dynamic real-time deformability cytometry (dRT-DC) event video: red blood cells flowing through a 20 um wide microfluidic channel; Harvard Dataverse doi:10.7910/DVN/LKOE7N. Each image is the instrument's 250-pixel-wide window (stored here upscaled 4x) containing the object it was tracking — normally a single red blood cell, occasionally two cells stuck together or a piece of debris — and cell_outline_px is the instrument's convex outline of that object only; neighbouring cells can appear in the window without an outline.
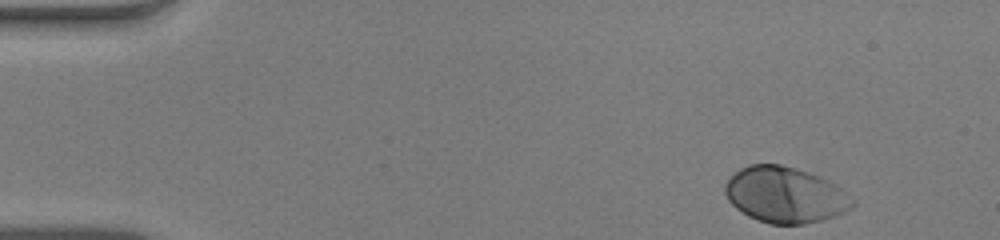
{"species": "human", "species_latin": "Homo sapiens", "temperature_condition": "warm", "stored_images_in_passage": 41, "camera_frame_rate_fps": 3000, "um_per_image_px": 0.085, "donor": {"sex": "male"}, "frame": {"image": 1, "passage_image": 1, "time_ms": 0.0, "image_size_px": [1000, 240], "cell_outline_px": [[856, 204], [852, 208], [844, 212], [820, 220], [804, 224], [768, 224], [748, 216], [736, 208], [728, 200], [724, 192], [724, 184], [740, 168], [748, 164], [780, 164], [808, 172], [820, 176], [836, 184], [856, 200]], "centroid_in_image_um": [66.74, 16.56], "position_along_channel_um": 18.3, "area_um2": 41.62}}
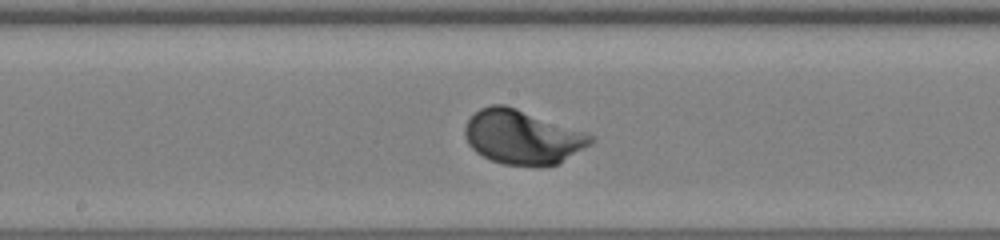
{"frame": {"image": 2, "passage_image": 24, "time_ms": 7.667, "image_size_px": [1000, 240], "cell_outline_px": [[596, 140], [592, 144], [560, 164], [540, 168], [504, 164], [492, 160], [476, 152], [468, 144], [464, 136], [464, 128], [468, 120], [480, 108], [492, 104], [504, 104], [516, 108], [596, 136]], "centroid_in_image_um": [44.44, 11.69], "position_along_channel_um": 203.8, "area_um2": 40.17}}
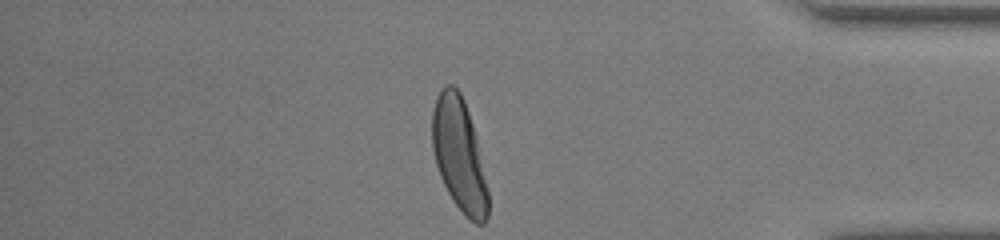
{"frame": {"image": 3, "passage_image": 41, "time_ms": 13.333, "image_size_px": [1000, 240], "cell_outline_px": [[488, 216], [484, 224], [476, 224], [468, 220], [464, 216], [452, 200], [440, 176], [436, 164], [432, 148], [432, 112], [436, 96], [444, 84], [452, 84], [460, 92], [464, 100], [472, 124], [488, 192]], "centroid_in_image_um": [39.0, 13.17], "position_along_channel_um": 396.2, "area_um2": 36.53}}